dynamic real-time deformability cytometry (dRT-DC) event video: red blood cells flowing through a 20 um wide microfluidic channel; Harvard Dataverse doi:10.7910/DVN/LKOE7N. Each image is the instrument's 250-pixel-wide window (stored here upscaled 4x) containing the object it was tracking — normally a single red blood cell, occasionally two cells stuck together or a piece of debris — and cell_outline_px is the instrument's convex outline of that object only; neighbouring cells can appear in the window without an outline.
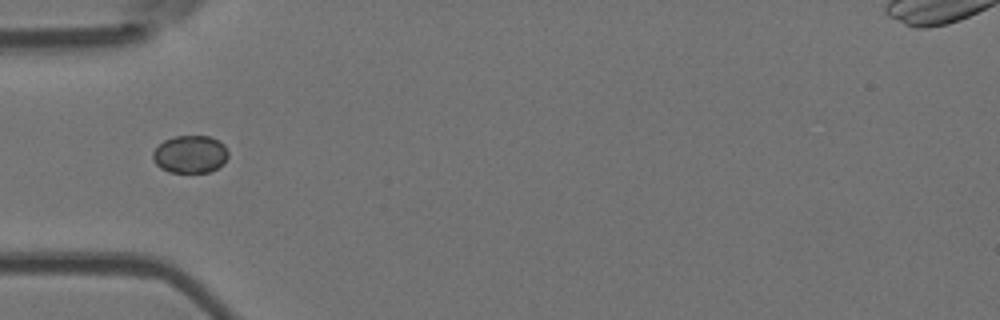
{"species": "Egyptian fruit bat (a non-hibernating species)", "species_latin": "Rousettus aegyptiacus", "temperature_condition": "room temperature", "stored_images_in_passage": 7, "camera_frame_rate_fps": 3000, "um_per_image_px": 0.085, "animal": {"sex": "female"}, "frame": {"image": 1, "passage_image": 5, "time_ms": 4.667, "image_size_px": [1000, 320], "cell_outline_px": [[228, 156], [224, 164], [208, 172], [168, 172], [160, 168], [156, 164], [152, 156], [152, 152], [164, 140], [176, 136], [208, 136], [224, 144], [228, 152]], "centroid_in_image_um": [16.16, 13.12], "position_along_channel_um": 68.8, "area_um2": 16.47}}
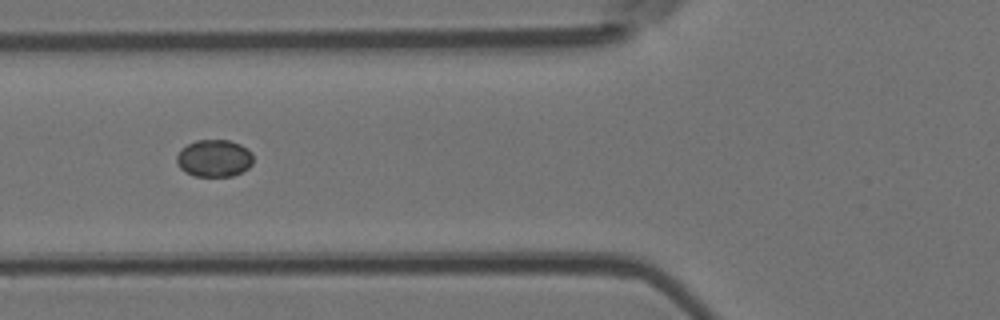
{"frame": {"image": 2, "passage_image": 6, "time_ms": 5.667, "image_size_px": [1000, 320], "cell_outline_px": [[252, 164], [248, 168], [232, 176], [196, 176], [184, 172], [180, 168], [176, 160], [176, 156], [180, 148], [196, 140], [228, 140], [240, 144], [248, 148], [252, 152]], "centroid_in_image_um": [18.19, 13.44], "position_along_channel_um": 107.6, "area_um2": 16.7}}
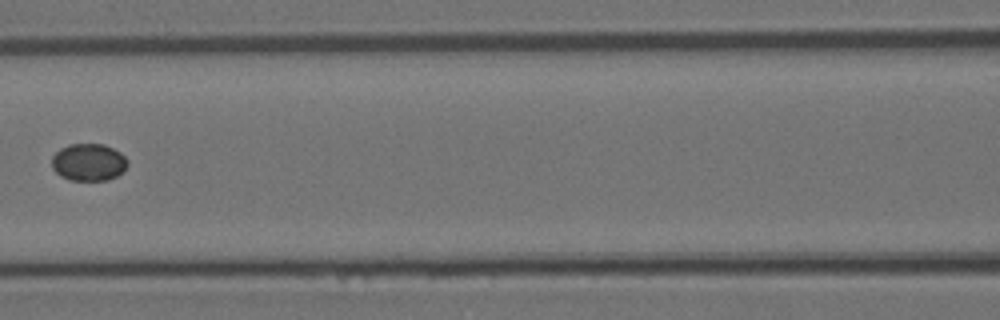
{"frame": {"image": 3, "passage_image": 7, "time_ms": 7.0, "image_size_px": [1000, 320], "cell_outline_px": [[128, 164], [124, 172], [108, 180], [68, 180], [60, 176], [52, 168], [52, 156], [60, 148], [68, 144], [104, 144], [120, 152], [128, 160]], "centroid_in_image_um": [7.53, 13.79], "position_along_channel_um": 159.1, "area_um2": 16.65}}